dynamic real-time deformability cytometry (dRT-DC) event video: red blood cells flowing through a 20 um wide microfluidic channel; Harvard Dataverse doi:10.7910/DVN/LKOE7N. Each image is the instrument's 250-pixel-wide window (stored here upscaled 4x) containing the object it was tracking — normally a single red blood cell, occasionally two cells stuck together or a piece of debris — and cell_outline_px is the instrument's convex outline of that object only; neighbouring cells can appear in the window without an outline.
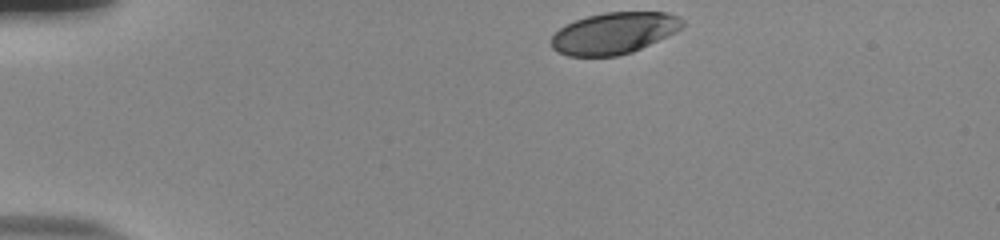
{"species": "human", "species_latin": "Homo sapiens", "temperature_condition": "room temperature", "stored_images_in_passage": 37, "camera_frame_rate_fps": 3000, "um_per_image_px": 0.085, "donor": {"sex": "male"}, "frame": {"image": 1, "passage_image": 1, "time_ms": 0.0, "image_size_px": [1000, 240], "cell_outline_px": [[684, 24], [676, 32], [632, 52], [616, 56], [568, 56], [556, 52], [552, 48], [548, 40], [560, 28], [576, 20], [588, 16], [604, 12], [668, 12], [684, 20]], "centroid_in_image_um": [52.16, 2.82], "position_along_channel_um": 32.8, "area_um2": 31.73}}
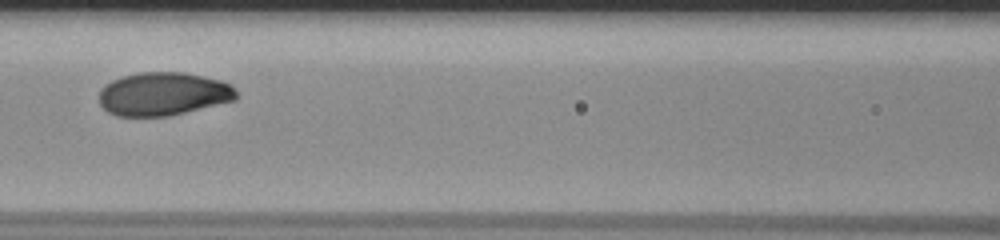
{"frame": {"image": 2, "passage_image": 16, "time_ms": 5.0, "image_size_px": [1000, 240], "cell_outline_px": [[236, 100], [168, 116], [116, 116], [108, 112], [100, 104], [100, 88], [104, 84], [112, 80], [124, 76], [140, 72], [184, 72], [220, 80], [232, 84], [236, 92]], "centroid_in_image_um": [13.87, 7.98], "position_along_channel_um": 152.7, "area_um2": 34.62}}
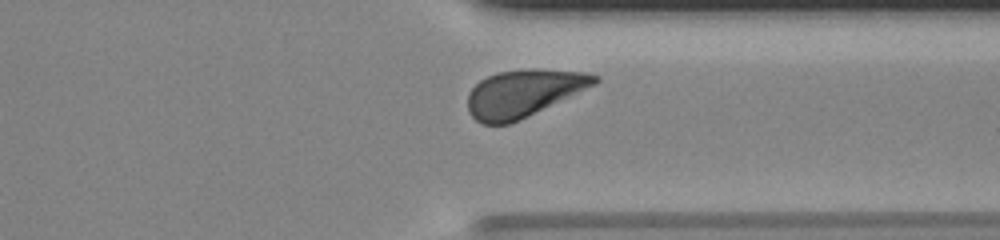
{"frame": {"image": 3, "passage_image": 33, "time_ms": 10.667, "image_size_px": [1000, 240], "cell_outline_px": [[600, 80], [596, 84], [508, 124], [480, 124], [468, 112], [468, 92], [480, 80], [496, 72], [528, 68], [540, 68], [584, 72], [600, 76]], "centroid_in_image_um": [44.48, 7.89], "position_along_channel_um": 366.9, "area_um2": 34.68}, "authors_computed_cell_mechanics": {"area_um2": 34.8534, "velocity_mm_per_s": 3.7744, "shape_relaxation_time_tau1_ms": 3.6525, "shape_relaxation_time_tau2_ms": null, "deformation_change_tau1": 0.1653, "deformation_change_tau2": null}}